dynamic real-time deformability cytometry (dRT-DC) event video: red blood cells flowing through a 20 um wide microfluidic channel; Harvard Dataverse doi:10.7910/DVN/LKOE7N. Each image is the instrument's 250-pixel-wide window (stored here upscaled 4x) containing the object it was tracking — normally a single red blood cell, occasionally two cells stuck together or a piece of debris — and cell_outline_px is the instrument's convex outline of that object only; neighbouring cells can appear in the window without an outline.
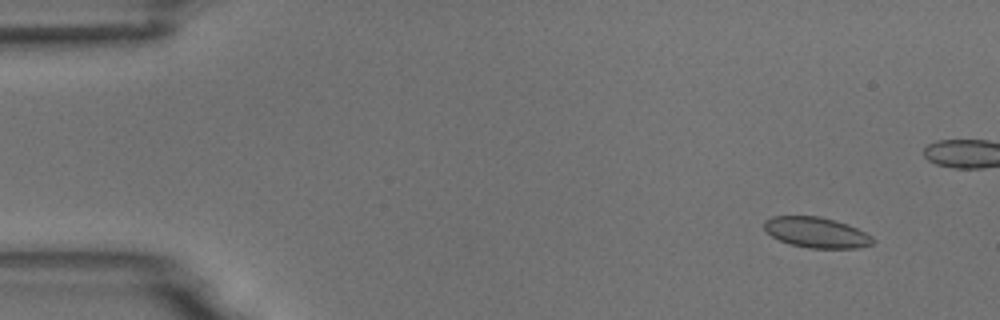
{"species": "common noctule bat (a hibernating species)", "species_latin": "Nyctalus noctula", "temperature_condition": "room temperature", "stored_images_in_passage": 5, "camera_frame_rate_fps": 3000, "um_per_image_px": 0.085, "animal": {"sex": "male", "body_mass_g": 18.8}, "frame": {"image": 1, "passage_image": 1, "time_ms": 0.0, "image_size_px": [1000, 320], "cell_outline_px": [[872, 244], [860, 248], [808, 248], [788, 244], [772, 236], [764, 228], [764, 220], [772, 216], [820, 216], [836, 220], [848, 224], [872, 236]], "centroid_in_image_um": [69.38, 19.75], "position_along_channel_um": 15.6, "area_um2": 19.36}}